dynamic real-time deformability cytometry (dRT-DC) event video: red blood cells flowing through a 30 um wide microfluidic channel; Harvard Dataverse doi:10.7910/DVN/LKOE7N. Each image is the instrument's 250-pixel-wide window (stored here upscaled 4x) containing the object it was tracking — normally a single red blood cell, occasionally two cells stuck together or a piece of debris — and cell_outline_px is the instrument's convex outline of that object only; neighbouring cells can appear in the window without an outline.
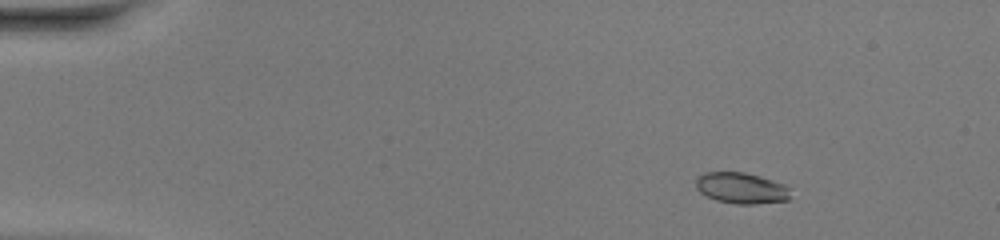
{"species": "common noctule bat (a hibernating species)", "species_latin": "Nyctalus noctula", "temperature_condition": "warm", "stored_images_in_passage": 47, "camera_frame_rate_fps": 3000, "um_per_image_px": 0.085, "animal": {"sex": "female", "body_mass_g": 20.0, "forearm_length_mm": 54.0}, "frame": {"image": 1, "passage_image": 4, "time_ms": 1.0, "image_size_px": [1000, 240], "cell_outline_px": [[788, 200], [756, 204], [736, 204], [716, 200], [700, 192], [696, 188], [696, 180], [704, 172], [744, 172], [760, 176], [784, 184], [788, 188]], "centroid_in_image_um": [62.99, 15.98], "position_along_channel_um": 22.0, "area_um2": 16.94}}
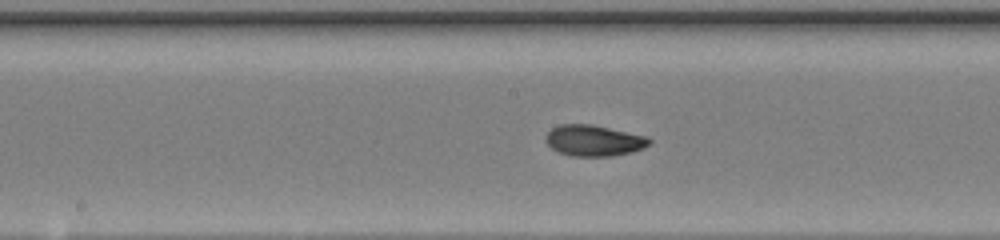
{"frame": {"image": 2, "passage_image": 24, "time_ms": 7.667, "image_size_px": [1000, 240], "cell_outline_px": [[652, 144], [644, 148], [632, 152], [612, 156], [572, 156], [560, 152], [552, 148], [544, 140], [544, 136], [552, 128], [560, 124], [592, 124], [648, 136], [652, 140]], "centroid_in_image_um": [50.51, 11.94], "position_along_channel_um": 197.7, "area_um2": 18.96}}
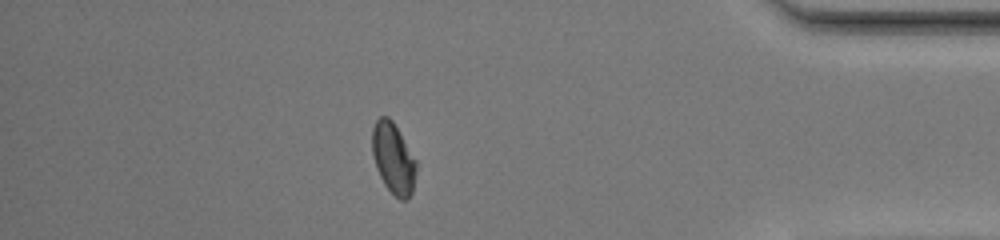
{"frame": {"image": 3, "passage_image": 41, "time_ms": 13.333, "image_size_px": [1000, 240], "cell_outline_px": [[416, 172], [412, 192], [408, 200], [400, 200], [384, 184], [376, 168], [372, 156], [372, 128], [376, 120], [380, 116], [388, 116], [392, 120], [416, 160]], "centroid_in_image_um": [33.42, 13.46], "position_along_channel_um": 401.8, "area_um2": 18.15}, "authors_computed_cell_mechanics": {"area_um2": 18.1492, "velocity_mm_per_s": 4.2077, "shape_relaxation_time_tau1_ms": 2.9393, "shape_relaxation_time_tau2_ms": 1.0912, "deformation_change_tau1": 0.1482, "deformation_change_tau2": 0.0493}}